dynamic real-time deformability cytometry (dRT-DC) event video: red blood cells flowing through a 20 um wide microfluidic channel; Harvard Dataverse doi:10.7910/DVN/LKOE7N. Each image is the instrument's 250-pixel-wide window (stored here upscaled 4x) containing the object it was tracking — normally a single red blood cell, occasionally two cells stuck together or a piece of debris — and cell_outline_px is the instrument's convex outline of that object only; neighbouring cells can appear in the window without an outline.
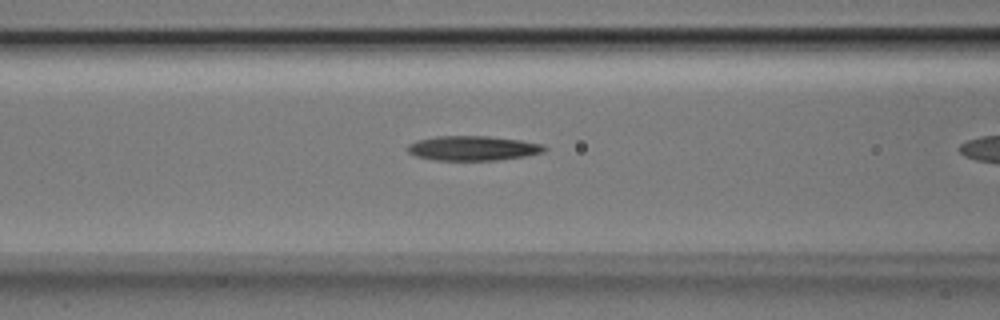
{"species": "Egyptian fruit bat (a non-hibernating species)", "species_latin": "Rousettus aegyptiacus", "temperature_condition": "room temperature", "stored_images_in_passage": 9, "camera_frame_rate_fps": 3000, "um_per_image_px": 0.085, "animal": {"sex": "male"}, "frame": {"image": 1, "passage_image": 8, "time_ms": 2.333, "image_size_px": [1000, 320], "cell_outline_px": [[548, 148], [544, 152], [528, 156], [496, 160], [436, 160], [416, 156], [408, 152], [408, 144], [416, 140], [436, 136], [488, 136], [520, 140], [544, 144]], "centroid_in_image_um": [40.23, 12.59], "position_along_channel_um": 126.4, "area_um2": 19.77}}